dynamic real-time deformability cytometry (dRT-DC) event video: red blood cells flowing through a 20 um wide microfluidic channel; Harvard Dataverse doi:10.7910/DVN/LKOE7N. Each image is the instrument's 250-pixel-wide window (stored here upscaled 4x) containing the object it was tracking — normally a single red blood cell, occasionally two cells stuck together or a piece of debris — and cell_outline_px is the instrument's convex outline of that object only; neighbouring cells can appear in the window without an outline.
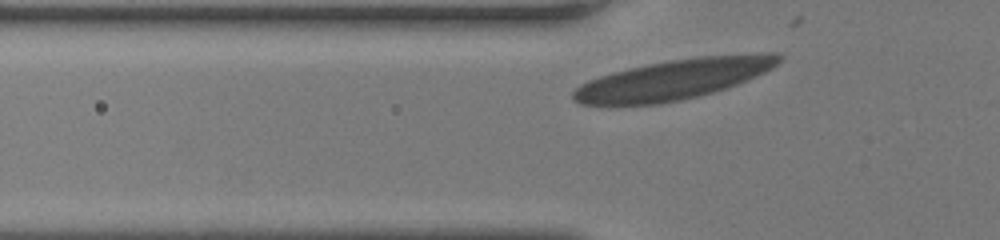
{"species": "human", "species_latin": "Homo sapiens", "temperature_condition": "room temperature", "stored_images_in_passage": 30, "camera_frame_rate_fps": 3000, "um_per_image_px": 0.085, "donor": {"sex": "female"}, "frame": {"image": 1, "passage_image": 3, "time_ms": 0.667, "image_size_px": [1000, 240], "cell_outline_px": [[784, 56], [772, 68], [748, 80], [712, 92], [680, 100], [660, 104], [580, 104], [572, 100], [572, 92], [580, 84], [588, 80], [612, 72], [648, 64], [672, 60], [700, 56], [756, 52], [780, 52]], "centroid_in_image_um": [57.31, 6.72], "position_along_channel_um": 68.5, "area_um2": 47.92}}
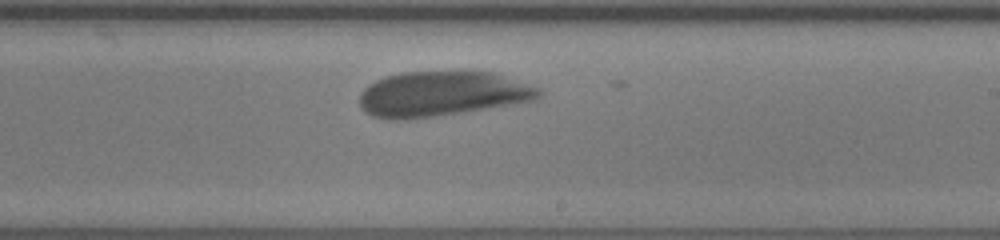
{"frame": {"image": 2, "passage_image": 19, "time_ms": 6.0, "image_size_px": [1000, 240], "cell_outline_px": [[544, 92], [536, 100], [464, 112], [436, 116], [400, 120], [388, 120], [372, 116], [364, 112], [360, 108], [360, 96], [364, 88], [368, 84], [384, 76], [400, 72], [492, 72], [540, 88]], "centroid_in_image_um": [37.53, 7.99], "position_along_channel_um": 251.5, "area_um2": 47.11}}
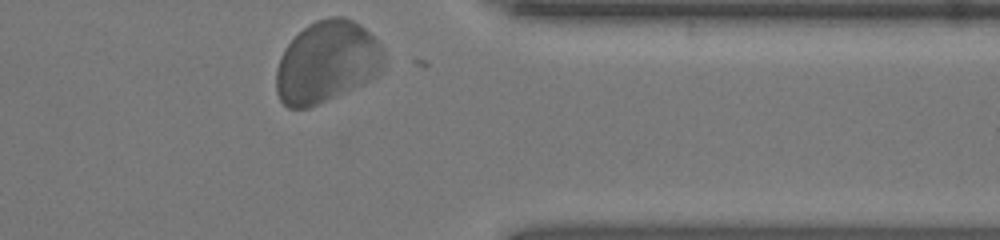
{"frame": {"image": 3, "passage_image": 30, "time_ms": 9.667, "image_size_px": [1000, 240], "cell_outline_px": [[384, 72], [364, 84], [308, 108], [288, 108], [280, 100], [276, 92], [276, 68], [288, 44], [308, 24], [316, 20], [332, 16], [340, 16], [352, 20], [360, 24], [380, 44], [384, 52]], "centroid_in_image_um": [27.81, 5.29], "position_along_channel_um": 383.6, "area_um2": 51.33}, "authors_computed_cell_mechanics": {"area_um2": 47.3671, "velocity_mm_per_s": 3.7504, "shape_relaxation_time_tau1_ms": 3.7178, "shape_relaxation_time_tau2_ms": null, "deformation_change_tau1": 0.0965, "deformation_change_tau2": null}}